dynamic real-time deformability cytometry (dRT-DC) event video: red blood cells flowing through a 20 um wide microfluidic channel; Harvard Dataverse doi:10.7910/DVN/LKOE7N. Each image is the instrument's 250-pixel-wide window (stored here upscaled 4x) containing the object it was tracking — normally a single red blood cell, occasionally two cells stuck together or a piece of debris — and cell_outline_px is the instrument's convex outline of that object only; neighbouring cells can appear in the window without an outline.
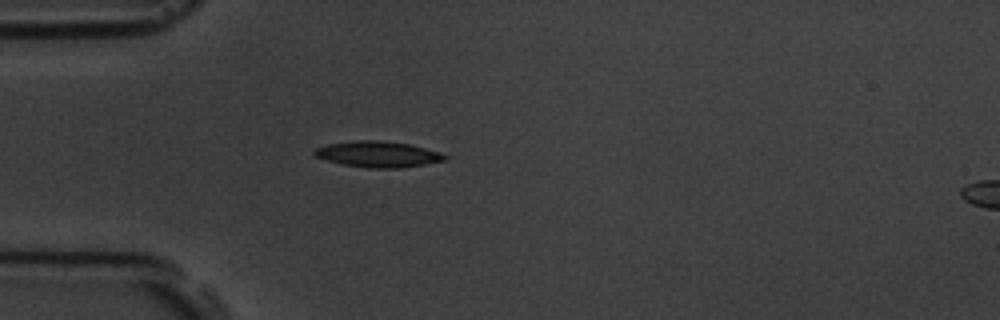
{"species": "common noctule bat (a hibernating species)", "species_latin": "Nyctalus noctula", "temperature_condition": "room temperature", "stored_images_in_passage": 4, "camera_frame_rate_fps": 3000, "um_per_image_px": 0.085, "animal": {"sex": "male", "body_mass_g": 19.5, "forearm_length_mm": 54.6}, "frame": {"image": 1, "passage_image": 4, "time_ms": 3.333, "image_size_px": [1000, 320], "cell_outline_px": [[448, 156], [444, 160], [424, 164], [400, 168], [368, 168], [344, 164], [328, 160], [316, 156], [312, 152], [316, 148], [328, 144], [356, 140], [380, 140], [408, 144], [440, 152]], "centroid_in_image_um": [32.12, 13.1], "position_along_channel_um": 52.9, "area_um2": 19.42}}